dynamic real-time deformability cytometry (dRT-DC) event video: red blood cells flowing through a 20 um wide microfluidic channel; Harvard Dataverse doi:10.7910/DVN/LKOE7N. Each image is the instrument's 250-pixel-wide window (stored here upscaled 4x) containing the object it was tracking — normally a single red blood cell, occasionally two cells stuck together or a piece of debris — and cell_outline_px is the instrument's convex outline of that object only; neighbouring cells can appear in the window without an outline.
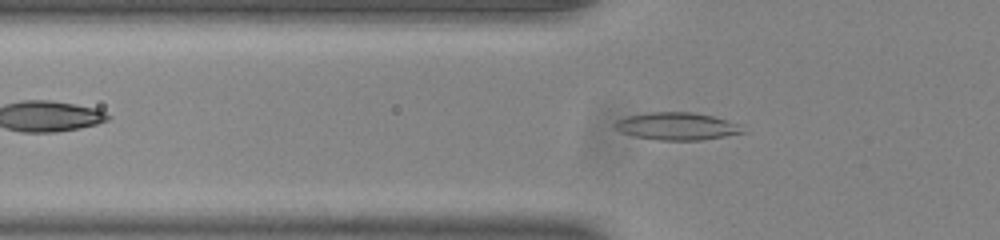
{"species": "common noctule bat (a hibernating species)", "species_latin": "Nyctalus noctula", "temperature_condition": "room temperature", "stored_images_in_passage": 53, "camera_frame_rate_fps": 3000, "um_per_image_px": 0.085, "animal": {"sex": "male", "body_mass_g": 20.0, "forearm_length_mm": 53.3}, "frame": {"image": 1, "passage_image": 18, "time_ms": 5.667, "image_size_px": [1000, 240], "cell_outline_px": [[748, 132], [704, 140], [660, 140], [636, 136], [620, 132], [612, 124], [616, 120], [628, 116], [648, 112], [692, 112], [712, 116], [740, 124]], "centroid_in_image_um": [57.57, 10.73], "position_along_channel_um": 68.2, "area_um2": 20.58}}
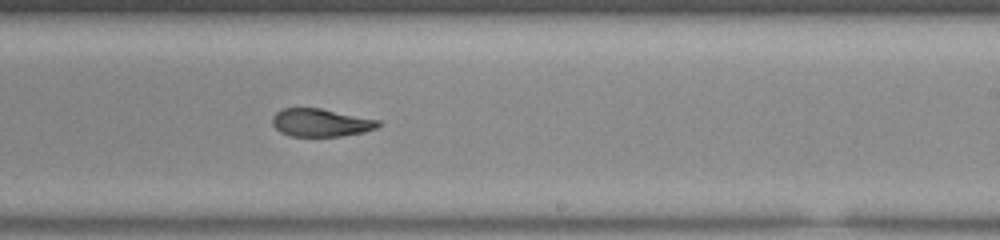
{"frame": {"image": 2, "passage_image": 33, "time_ms": 10.667, "image_size_px": [1000, 240], "cell_outline_px": [[384, 124], [376, 128], [364, 132], [340, 136], [288, 136], [280, 132], [272, 124], [272, 116], [280, 108], [320, 108], [380, 120]], "centroid_in_image_um": [27.27, 10.42], "position_along_channel_um": 261.7, "area_um2": 17.4}}
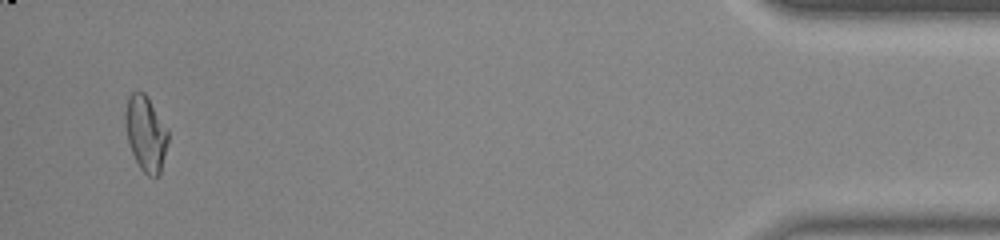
{"frame": {"image": 3, "passage_image": 51, "time_ms": 16.667, "image_size_px": [1000, 240], "cell_outline_px": [[168, 144], [160, 172], [156, 176], [148, 176], [140, 168], [128, 144], [124, 124], [124, 112], [128, 96], [132, 92], [144, 92], [148, 96], [168, 128]], "centroid_in_image_um": [12.38, 11.3], "position_along_channel_um": 422.8, "area_um2": 19.07}, "authors_computed_cell_mechanics": {"area_um2": 18.785, "velocity_mm_per_s": 3.9, "shape_relaxation_time_tau1_ms": null, "shape_relaxation_time_tau2_ms": 2.411, "deformation_change_tau1": null, "deformation_change_tau2": 0.0933}}